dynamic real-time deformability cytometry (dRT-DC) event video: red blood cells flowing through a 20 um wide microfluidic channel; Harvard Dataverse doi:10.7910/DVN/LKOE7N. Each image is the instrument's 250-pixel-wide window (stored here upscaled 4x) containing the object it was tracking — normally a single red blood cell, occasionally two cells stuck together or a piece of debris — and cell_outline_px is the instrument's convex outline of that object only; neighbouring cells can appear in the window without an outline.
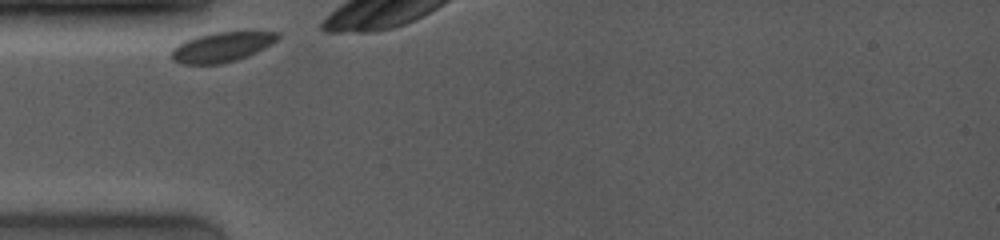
{"species": "common noctule bat (a hibernating species)", "species_latin": "Nyctalus noctula", "temperature_condition": "room temperature", "stored_images_in_passage": 5, "camera_frame_rate_fps": 4000, "um_per_image_px": 0.085, "animal": {"sex": "female", "body_mass_g": 19.0, "forearm_length_mm": 53.3}, "frame": {"image": 1, "passage_image": 1, "time_ms": 0.0, "image_size_px": [1000, 240], "cell_outline_px": [[280, 36], [272, 44], [248, 56], [236, 60], [220, 64], [184, 64], [172, 60], [172, 48], [184, 40], [196, 36], [216, 32], [280, 32]], "centroid_in_image_um": [18.84, 4.0], "position_along_channel_um": 66.2, "area_um2": 18.38}}